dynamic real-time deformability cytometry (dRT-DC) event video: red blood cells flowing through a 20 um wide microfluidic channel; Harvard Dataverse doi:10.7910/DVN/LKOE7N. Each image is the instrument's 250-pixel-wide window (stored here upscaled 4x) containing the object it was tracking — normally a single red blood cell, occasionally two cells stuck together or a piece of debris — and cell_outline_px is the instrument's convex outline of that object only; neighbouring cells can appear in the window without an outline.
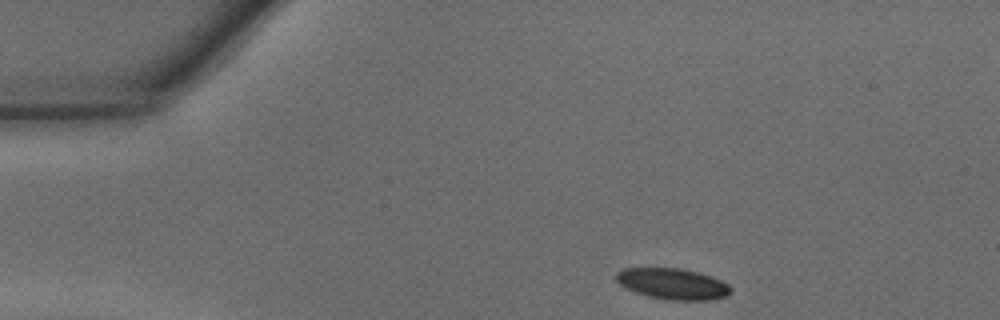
{"species": "common noctule bat (a hibernating species)", "species_latin": "Nyctalus noctula", "temperature_condition": "warm", "stored_images_in_passage": 30, "camera_frame_rate_fps": 3000, "um_per_image_px": 0.085, "animal": {"sex": "male", "body_mass_g": 15.6}, "frame": {"image": 1, "passage_image": 1, "time_ms": 0.0, "image_size_px": [1000, 320], "cell_outline_px": [[732, 292], [728, 296], [712, 300], [672, 300], [648, 296], [636, 292], [620, 284], [616, 280], [616, 272], [624, 268], [680, 268], [712, 276], [728, 284], [732, 288]], "centroid_in_image_um": [57.22, 24.13], "position_along_channel_um": 27.8, "area_um2": 20.69}}
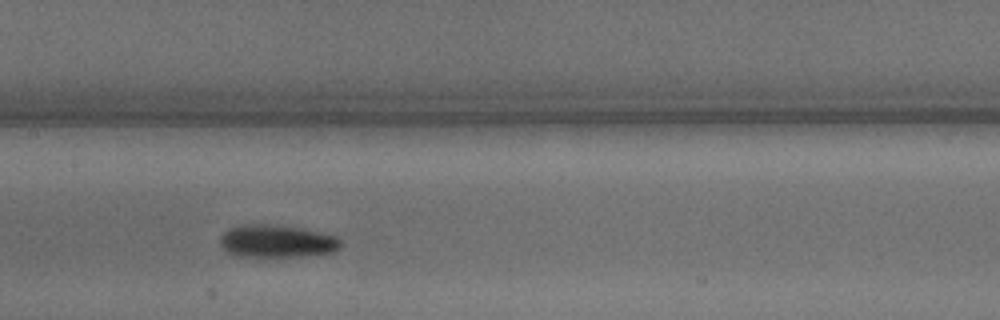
{"frame": {"image": 2, "passage_image": 16, "time_ms": 5.0, "image_size_px": [1000, 320], "cell_outline_px": [[344, 240], [340, 248], [332, 252], [304, 256], [232, 256], [220, 244], [220, 236], [228, 228], [240, 224], [276, 224], [300, 228], [320, 232], [336, 236]], "centroid_in_image_um": [23.53, 20.49], "position_along_channel_um": 183.9, "area_um2": 23.24}}
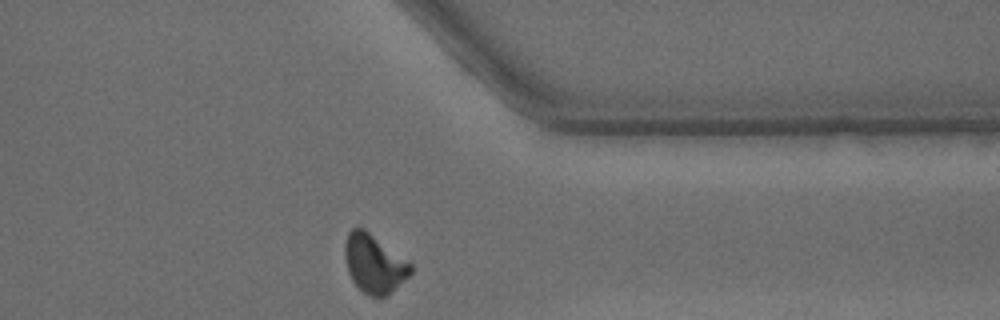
{"frame": {"image": 3, "passage_image": 30, "time_ms": 9.667, "image_size_px": [1000, 320], "cell_outline_px": [[412, 272], [408, 276], [384, 296], [372, 296], [364, 292], [352, 280], [348, 272], [344, 260], [344, 244], [348, 232], [352, 228], [364, 228], [412, 264]], "centroid_in_image_um": [31.76, 22.37], "position_along_channel_um": 379.6, "area_um2": 22.02}, "authors_computed_cell_mechanics": {"area_um2": 22.7443, "velocity_mm_per_s": 4.3353, "shape_relaxation_time_tau1_ms": 2.0246, "shape_relaxation_time_tau2_ms": 6.8741, "deformation_change_tau1": 0.1029, "deformation_change_tau2": 0.1329}}